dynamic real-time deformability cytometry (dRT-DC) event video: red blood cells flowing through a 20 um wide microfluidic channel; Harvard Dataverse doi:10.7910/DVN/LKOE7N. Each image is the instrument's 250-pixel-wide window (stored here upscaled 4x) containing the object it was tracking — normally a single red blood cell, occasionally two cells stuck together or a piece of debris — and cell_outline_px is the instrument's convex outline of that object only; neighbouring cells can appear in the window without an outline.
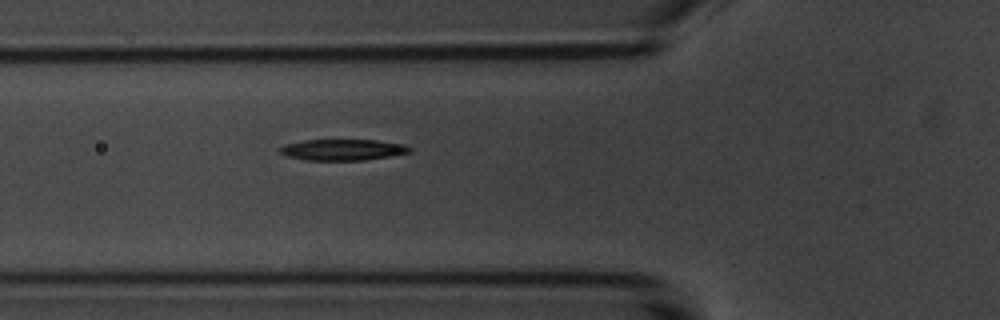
{"species": "common noctule bat (a hibernating species)", "species_latin": "Nyctalus noctula", "temperature_condition": "room temperature", "stored_images_in_passage": 3, "camera_frame_rate_fps": 3000, "um_per_image_px": 0.085, "animal": {"sex": "male", "body_mass_g": 20.1, "forearm_length_mm": 53.5}, "frame": {"image": 1, "passage_image": 3, "time_ms": 2.333, "image_size_px": [1000, 320], "cell_outline_px": [[412, 152], [364, 160], [304, 160], [288, 156], [280, 152], [280, 148], [284, 144], [304, 140], [376, 140], [404, 144], [412, 148]], "centroid_in_image_um": [29.14, 12.72], "position_along_channel_um": 96.7, "area_um2": 15.9}}